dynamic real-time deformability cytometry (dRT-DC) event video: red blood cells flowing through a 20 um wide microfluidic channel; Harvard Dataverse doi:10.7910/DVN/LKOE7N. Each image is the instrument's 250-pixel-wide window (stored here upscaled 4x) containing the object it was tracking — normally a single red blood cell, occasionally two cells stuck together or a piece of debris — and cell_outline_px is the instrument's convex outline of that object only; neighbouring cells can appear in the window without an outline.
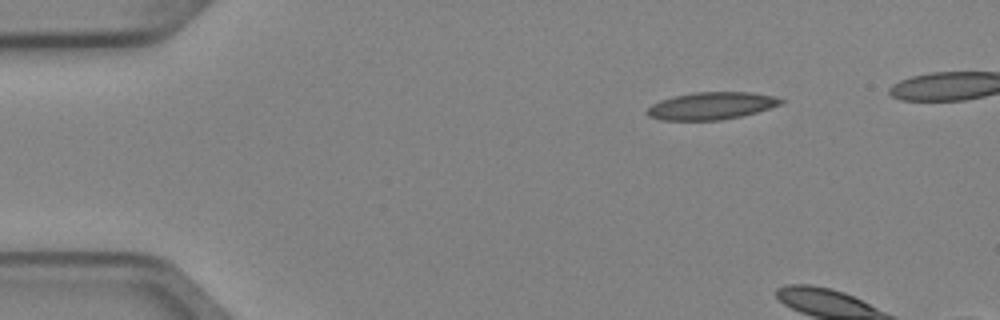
{"species": "Egyptian fruit bat (a non-hibernating species)", "species_latin": "Rousettus aegyptiacus", "temperature_condition": "cold", "stored_images_in_passage": 2, "camera_frame_rate_fps": 3000, "um_per_image_px": 0.085, "animal": {"sex": "female"}, "frame": {"image": 1, "passage_image": 1, "time_ms": 0.0, "image_size_px": [1000, 320], "cell_outline_px": [[784, 100], [780, 104], [756, 112], [740, 116], [720, 120], [660, 120], [648, 116], [644, 112], [652, 104], [660, 100], [672, 96], [692, 92], [752, 92], [772, 96]], "centroid_in_image_um": [60.39, 8.99], "position_along_channel_um": 24.6, "area_um2": 21.27}}